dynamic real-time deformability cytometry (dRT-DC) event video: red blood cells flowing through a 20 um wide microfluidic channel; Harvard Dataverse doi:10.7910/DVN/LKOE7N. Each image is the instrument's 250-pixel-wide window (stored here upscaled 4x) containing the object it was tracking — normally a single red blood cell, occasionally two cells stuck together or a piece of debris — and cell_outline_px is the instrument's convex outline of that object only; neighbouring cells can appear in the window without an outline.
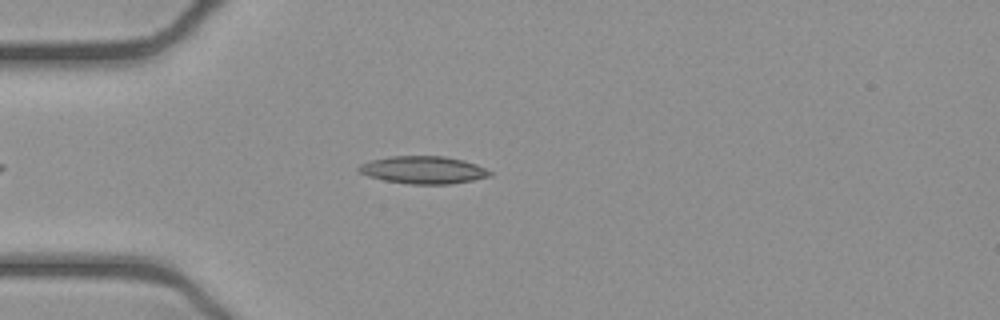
{"species": "common noctule bat (a hibernating species)", "species_latin": "Nyctalus noctula", "temperature_condition": "cold", "stored_images_in_passage": 46, "camera_frame_rate_fps": 3000, "um_per_image_px": 0.085, "animal": {"sex": "female", "body_mass_g": 21.9}, "frame": {"image": 1, "passage_image": 8, "time_ms": 2.333, "image_size_px": [1000, 320], "cell_outline_px": [[492, 176], [472, 180], [448, 184], [408, 184], [384, 180], [368, 176], [360, 172], [356, 168], [360, 164], [372, 160], [388, 156], [444, 156], [464, 160], [476, 164], [492, 172]], "centroid_in_image_um": [35.97, 14.44], "position_along_channel_um": 49.0, "area_um2": 21.04}}
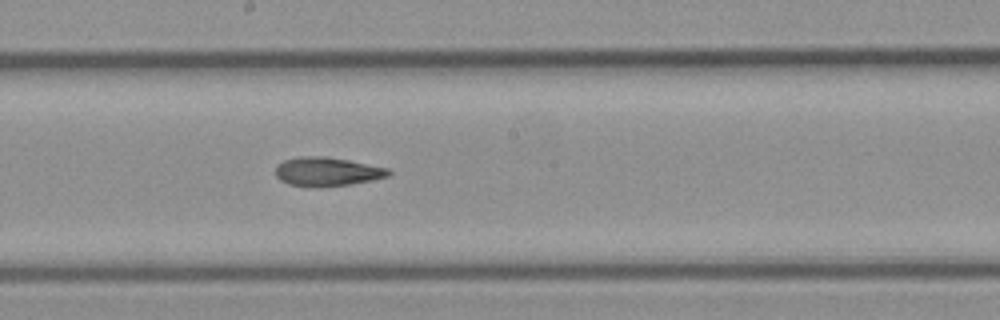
{"frame": {"image": 2, "passage_image": 22, "time_ms": 7.0, "image_size_px": [1000, 320], "cell_outline_px": [[392, 172], [388, 176], [372, 180], [352, 184], [320, 188], [316, 188], [288, 184], [280, 180], [276, 176], [276, 164], [284, 160], [300, 156], [324, 156], [348, 160], [388, 168]], "centroid_in_image_um": [27.78, 14.6], "position_along_channel_um": 220.4, "area_um2": 19.25}}
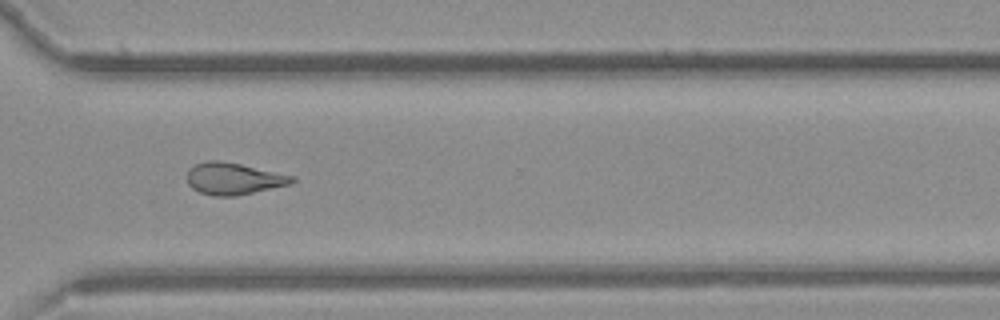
{"frame": {"image": 3, "passage_image": 32, "time_ms": 10.333, "image_size_px": [1000, 320], "cell_outline_px": [[296, 180], [292, 184], [236, 196], [212, 196], [200, 192], [192, 188], [188, 184], [188, 168], [196, 164], [208, 160], [216, 160], [240, 164], [296, 176]], "centroid_in_image_um": [19.88, 15.19], "position_along_channel_um": 350.7, "area_um2": 19.54}, "authors_computed_cell_mechanics": {"area_um2": 19.5364, "velocity_mm_per_s": 3.9257, "shape_relaxation_time_tau1_ms": null, "shape_relaxation_time_tau2_ms": 6.3791, "deformation_change_tau1": null, "deformation_change_tau2": 0.1697}}